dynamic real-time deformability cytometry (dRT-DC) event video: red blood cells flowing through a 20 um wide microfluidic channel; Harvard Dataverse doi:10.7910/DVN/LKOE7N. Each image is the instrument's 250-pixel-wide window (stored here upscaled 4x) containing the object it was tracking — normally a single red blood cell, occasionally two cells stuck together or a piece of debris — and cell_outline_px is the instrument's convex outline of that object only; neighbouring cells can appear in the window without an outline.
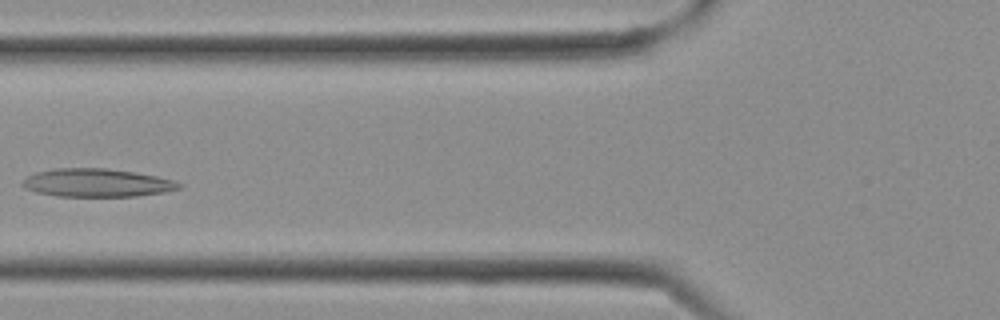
{"species": "Egyptian fruit bat (a non-hibernating species)", "species_latin": "Rousettus aegyptiacus", "temperature_condition": "cold", "stored_images_in_passage": 10, "camera_frame_rate_fps": 3000, "um_per_image_px": 0.085, "frame": {"image": 1, "passage_image": 9, "time_ms": 2.667, "image_size_px": [1000, 320], "cell_outline_px": [[184, 184], [180, 188], [164, 192], [136, 196], [56, 196], [36, 192], [24, 188], [20, 184], [28, 176], [36, 172], [56, 168], [108, 168], [136, 172], [156, 176], [172, 180]], "centroid_in_image_um": [8.23, 15.53], "position_along_channel_um": 117.6, "area_um2": 25.72}}